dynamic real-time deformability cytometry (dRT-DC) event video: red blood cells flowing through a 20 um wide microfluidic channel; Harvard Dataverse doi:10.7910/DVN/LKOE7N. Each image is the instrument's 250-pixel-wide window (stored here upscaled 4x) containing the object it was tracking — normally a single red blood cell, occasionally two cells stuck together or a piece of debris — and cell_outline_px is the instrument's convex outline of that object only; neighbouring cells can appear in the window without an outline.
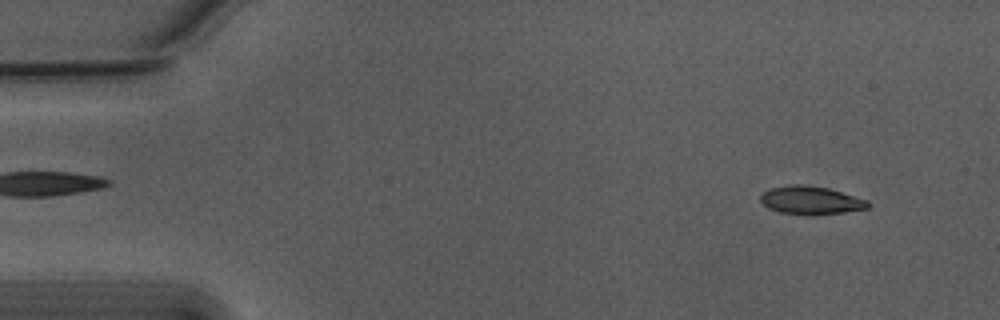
{"species": "Egyptian fruit bat (a non-hibernating species)", "species_latin": "Rousettus aegyptiacus", "temperature_condition": "warm", "stored_images_in_passage": 54, "camera_frame_rate_fps": 3000, "um_per_image_px": 0.085, "animal": {"sex": "male"}, "frame": {"image": 1, "passage_image": 4, "time_ms": 1.0, "image_size_px": [1000, 320], "cell_outline_px": [[872, 204], [868, 208], [844, 212], [780, 212], [768, 208], [760, 200], [760, 196], [768, 188], [788, 184], [804, 184], [828, 188], [868, 200]], "centroid_in_image_um": [68.91, 16.96], "position_along_channel_um": 16.1, "area_um2": 16.99}}
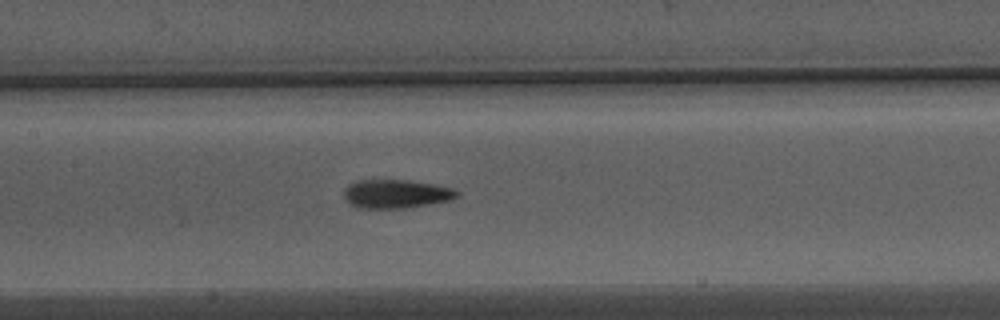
{"frame": {"image": 2, "passage_image": 25, "time_ms": 8.0, "image_size_px": [1000, 320], "cell_outline_px": [[460, 196], [452, 200], [404, 208], [360, 208], [344, 200], [344, 188], [348, 184], [356, 180], [408, 180], [432, 184], [452, 188], [460, 192]], "centroid_in_image_um": [33.66, 16.47], "position_along_channel_um": 173.7, "area_um2": 18.96}}
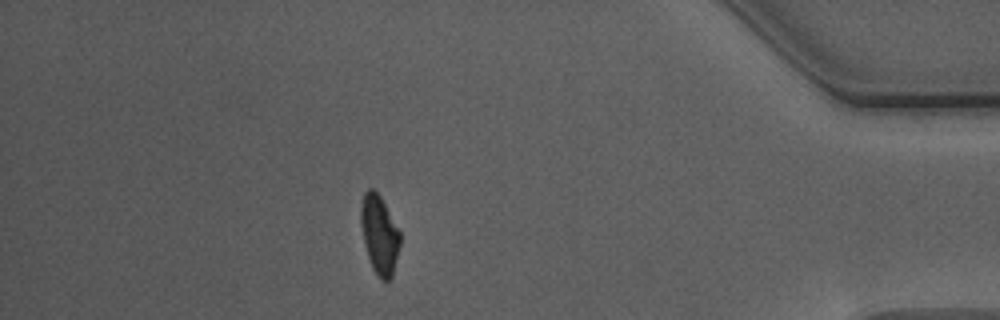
{"frame": {"image": 3, "passage_image": 47, "time_ms": 15.333, "image_size_px": [1000, 320], "cell_outline_px": [[400, 244], [392, 276], [388, 280], [380, 280], [372, 268], [364, 244], [360, 220], [360, 204], [364, 192], [368, 188], [372, 188], [380, 196], [400, 232]], "centroid_in_image_um": [32.23, 19.93], "position_along_channel_um": 403.0, "area_um2": 17.92}, "authors_computed_cell_mechanics": {"area_um2": 18.1781, "velocity_mm_per_s": 3.7698, "shape_relaxation_time_tau1_ms": 6.3996, "shape_relaxation_time_tau2_ms": 2.7998, "deformation_change_tau1": 0.2211, "deformation_change_tau2": 0.1}}